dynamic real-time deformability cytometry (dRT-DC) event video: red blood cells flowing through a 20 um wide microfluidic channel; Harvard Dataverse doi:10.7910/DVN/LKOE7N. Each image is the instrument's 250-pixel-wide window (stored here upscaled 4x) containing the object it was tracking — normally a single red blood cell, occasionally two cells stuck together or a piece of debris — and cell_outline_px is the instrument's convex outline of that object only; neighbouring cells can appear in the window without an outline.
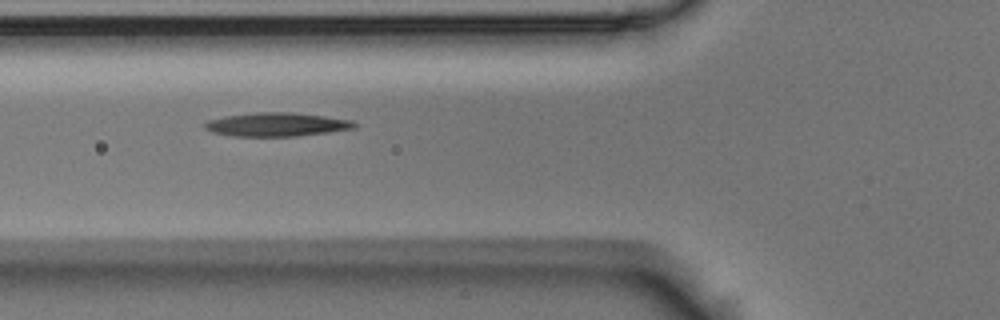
{"species": "Egyptian fruit bat (a non-hibernating species)", "species_latin": "Rousettus aegyptiacus", "temperature_condition": "room temperature", "stored_images_in_passage": 4, "camera_frame_rate_fps": 3000, "um_per_image_px": 0.085, "animal": {"sex": "male"}, "frame": {"image": 1, "passage_image": 3, "time_ms": 0.667, "image_size_px": [1000, 320], "cell_outline_px": [[356, 128], [328, 132], [296, 136], [232, 136], [212, 132], [204, 128], [204, 124], [208, 120], [224, 116], [256, 112], [292, 112], [324, 116], [352, 120], [356, 124]], "centroid_in_image_um": [23.5, 10.58], "position_along_channel_um": 102.3, "area_um2": 20.63}}
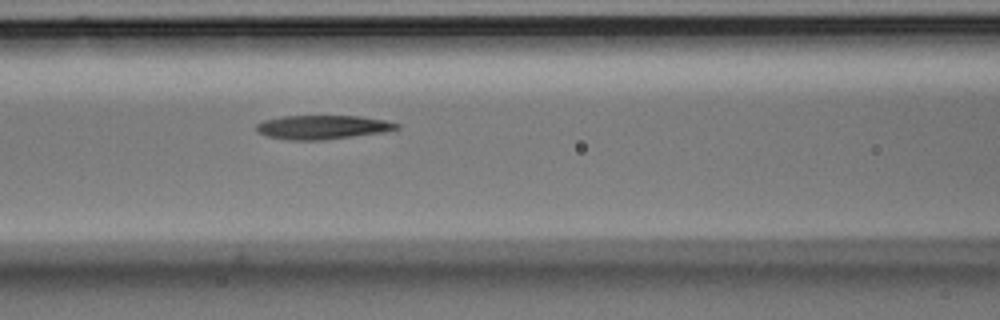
{"frame": {"image": 2, "passage_image": 4, "time_ms": 1.0, "image_size_px": [1000, 320], "cell_outline_px": [[400, 128], [384, 132], [324, 140], [288, 140], [268, 136], [260, 132], [256, 128], [256, 124], [264, 120], [280, 116], [360, 116], [384, 120], [400, 124]], "centroid_in_image_um": [27.43, 10.81], "position_along_channel_um": 139.2, "area_um2": 19.54}}